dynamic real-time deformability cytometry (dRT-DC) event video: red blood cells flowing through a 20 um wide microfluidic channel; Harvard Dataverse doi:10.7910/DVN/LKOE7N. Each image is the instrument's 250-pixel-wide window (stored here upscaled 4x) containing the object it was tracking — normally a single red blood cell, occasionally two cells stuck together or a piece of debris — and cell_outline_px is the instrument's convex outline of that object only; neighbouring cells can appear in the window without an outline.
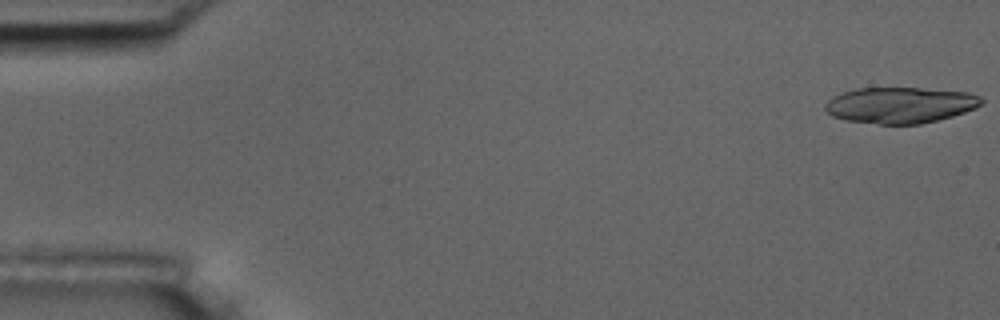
{"species": "common noctule bat (a hibernating species)", "species_latin": "Nyctalus noctula", "temperature_condition": "room temperature", "stored_images_in_passage": 55, "camera_frame_rate_fps": 3000, "um_per_image_px": 0.085, "animal": {"sex": "male", "body_mass_g": 17.5, "forearm_length_mm": 52.3}, "frame": {"image": 1, "passage_image": 1, "time_ms": 0.0, "image_size_px": [1000, 320], "cell_outline_px": [[984, 100], [976, 108], [952, 116], [920, 124], [880, 124], [844, 120], [832, 116], [824, 108], [824, 104], [828, 100], [844, 92], [856, 88], [920, 88], [968, 92], [980, 96]], "centroid_in_image_um": [76.52, 8.93], "position_along_channel_um": 8.5, "area_um2": 32.71}}
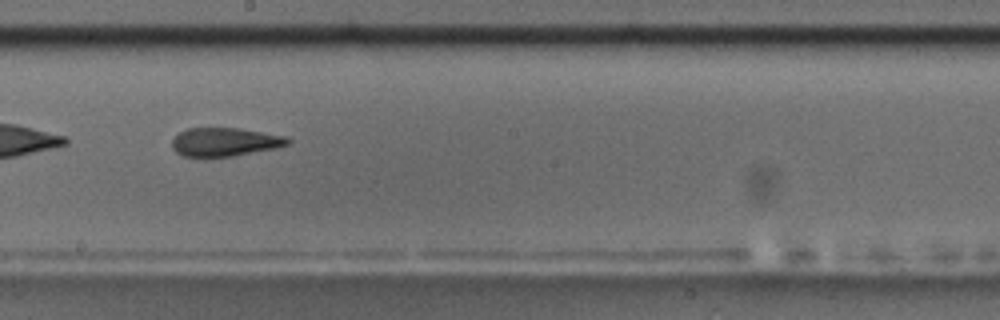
{"frame": {"image": 2, "passage_image": 31, "time_ms": 10.0, "image_size_px": [1000, 320], "cell_outline_px": [[292, 140], [288, 144], [272, 148], [232, 156], [180, 156], [172, 148], [172, 140], [180, 132], [188, 128], [240, 128], [284, 136]], "centroid_in_image_um": [19.07, 12.05], "position_along_channel_um": 229.1, "area_um2": 18.9}, "authors_computed_cell_mechanics": {"area_um2": 20.7502, "velocity_mm_per_s": 3.6955, "shape_relaxation_time_tau1_ms": null, "shape_relaxation_time_tau2_ms": 3.3368, "deformation_change_tau1": null, "deformation_change_tau2": 0.1346}}